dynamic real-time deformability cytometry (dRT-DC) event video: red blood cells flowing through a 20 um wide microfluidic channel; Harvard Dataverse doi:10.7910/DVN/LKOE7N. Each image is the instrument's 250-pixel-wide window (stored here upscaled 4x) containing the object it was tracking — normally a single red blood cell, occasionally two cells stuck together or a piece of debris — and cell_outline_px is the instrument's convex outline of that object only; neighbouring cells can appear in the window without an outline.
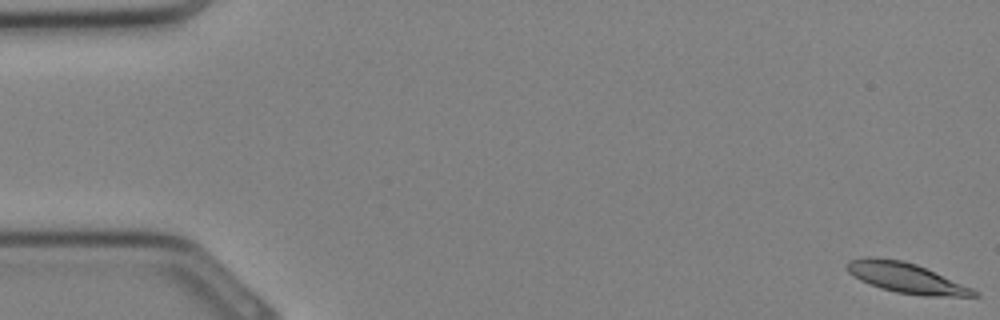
{"species": "Egyptian fruit bat (a non-hibernating species)", "species_latin": "Rousettus aegyptiacus", "temperature_condition": "cold", "stored_images_in_passage": 35, "camera_frame_rate_fps": 3000, "um_per_image_px": 0.085, "animal": {"sex": "female"}, "frame": {"image": 1, "passage_image": 1, "time_ms": 0.0, "image_size_px": [1000, 320], "cell_outline_px": [[980, 296], [924, 296], [896, 292], [880, 288], [860, 280], [848, 272], [844, 268], [844, 264], [848, 260], [864, 256], [872, 256], [904, 260], [916, 264], [972, 288], [980, 292]], "centroid_in_image_um": [76.95, 23.6], "position_along_channel_um": 8.0, "area_um2": 22.54}}
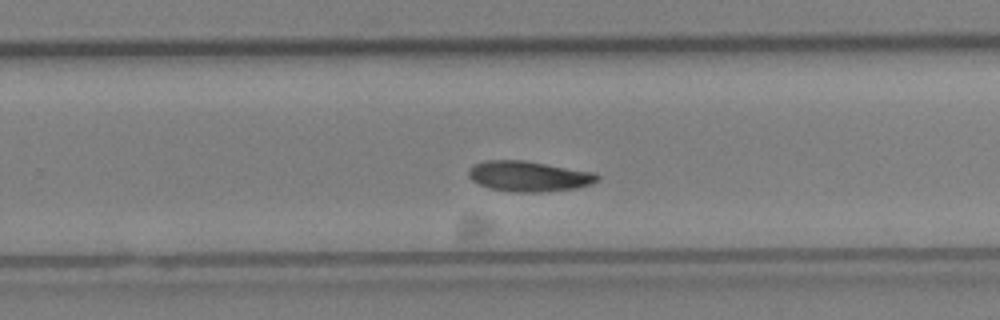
{"frame": {"image": 2, "passage_image": 22, "time_ms": 7.0, "image_size_px": [1000, 320], "cell_outline_px": [[600, 180], [592, 184], [576, 188], [544, 192], [516, 192], [488, 188], [472, 180], [468, 176], [468, 172], [472, 164], [488, 160], [524, 160], [596, 172], [600, 176]], "centroid_in_image_um": [44.98, 14.98], "position_along_channel_um": 284.8, "area_um2": 23.06}}
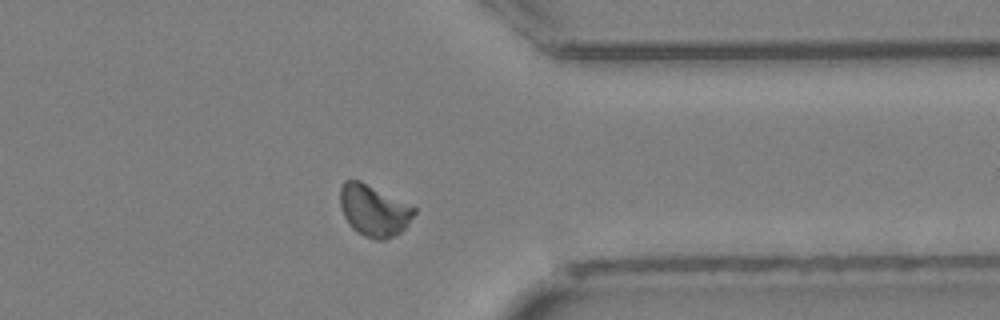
{"frame": {"image": 3, "passage_image": 27, "time_ms": 8.667, "image_size_px": [1000, 320], "cell_outline_px": [[416, 212], [408, 224], [400, 232], [384, 240], [376, 240], [364, 236], [356, 232], [348, 224], [344, 216], [340, 204], [340, 188], [344, 180], [360, 180], [416, 208]], "centroid_in_image_um": [31.75, 17.9], "position_along_channel_um": 379.6, "area_um2": 22.08}}